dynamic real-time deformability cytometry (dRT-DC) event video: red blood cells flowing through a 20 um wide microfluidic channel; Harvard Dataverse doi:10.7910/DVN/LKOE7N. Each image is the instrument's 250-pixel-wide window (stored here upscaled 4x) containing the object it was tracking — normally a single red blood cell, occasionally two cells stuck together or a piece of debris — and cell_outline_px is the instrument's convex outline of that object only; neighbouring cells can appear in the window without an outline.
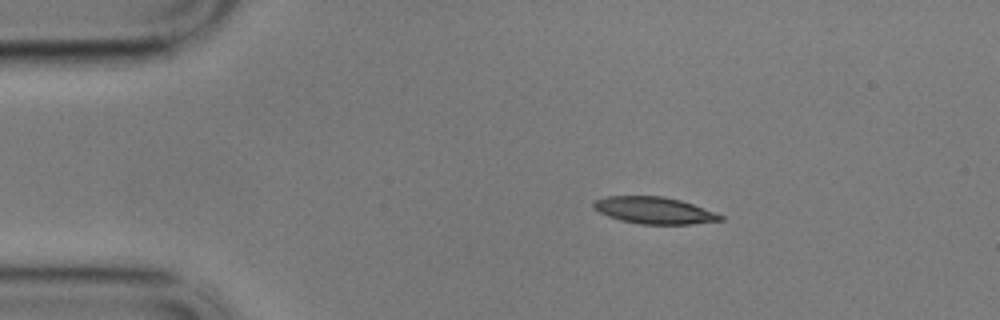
{"species": "common noctule bat (a hibernating species)", "species_latin": "Nyctalus noctula", "temperature_condition": "cold", "stored_images_in_passage": 49, "camera_frame_rate_fps": 3000, "um_per_image_px": 0.085, "animal": {"sex": "male", "body_mass_g": 17.9}, "frame": {"image": 1, "passage_image": 1, "time_ms": 0.0, "image_size_px": [1000, 320], "cell_outline_px": [[724, 220], [692, 224], [640, 224], [620, 220], [608, 216], [592, 208], [592, 200], [608, 196], [664, 196], [680, 200], [692, 204], [724, 216]], "centroid_in_image_um": [55.56, 17.88], "position_along_channel_um": 29.4, "area_um2": 19.83}}
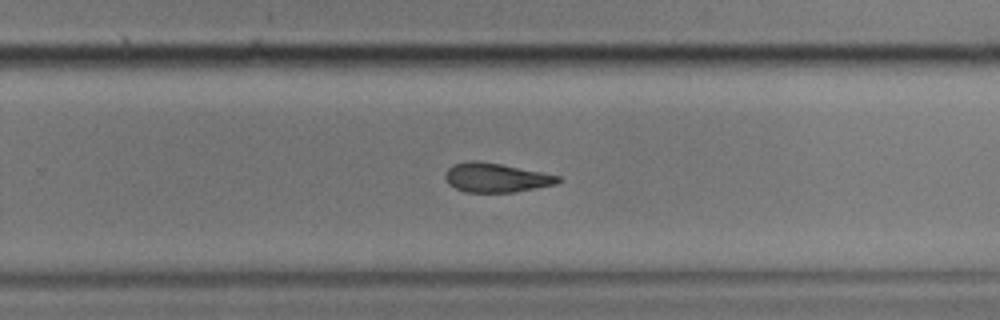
{"frame": {"image": 2, "passage_image": 28, "time_ms": 9.0, "image_size_px": [1000, 320], "cell_outline_px": [[564, 180], [556, 184], [512, 192], [464, 192], [448, 184], [444, 176], [444, 172], [452, 164], [468, 160], [480, 160], [560, 176]], "centroid_in_image_um": [42.11, 15.09], "position_along_channel_um": 287.7, "area_um2": 19.25}}
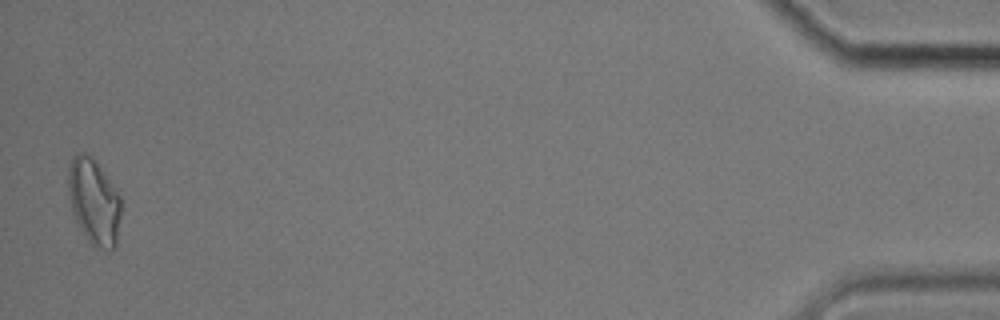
{"frame": {"image": 3, "passage_image": 48, "time_ms": 15.667, "image_size_px": [1000, 320], "cell_outline_px": [[120, 216], [116, 248], [104, 248], [92, 244], [76, 220], [72, 212], [68, 192], [68, 168], [72, 156], [76, 152], [84, 152], [96, 164], [120, 196]], "centroid_in_image_um": [7.96, 17.12], "position_along_channel_um": 427.2, "area_um2": 25.61}, "authors_computed_cell_mechanics": {"area_um2": 20.808, "velocity_mm_per_s": 3.4283, "shape_relaxation_time_tau1_ms": 5.531, "shape_relaxation_time_tau2_ms": 4.9932, "deformation_change_tau1": 0.1304, "deformation_change_tau2": 0.1318}}